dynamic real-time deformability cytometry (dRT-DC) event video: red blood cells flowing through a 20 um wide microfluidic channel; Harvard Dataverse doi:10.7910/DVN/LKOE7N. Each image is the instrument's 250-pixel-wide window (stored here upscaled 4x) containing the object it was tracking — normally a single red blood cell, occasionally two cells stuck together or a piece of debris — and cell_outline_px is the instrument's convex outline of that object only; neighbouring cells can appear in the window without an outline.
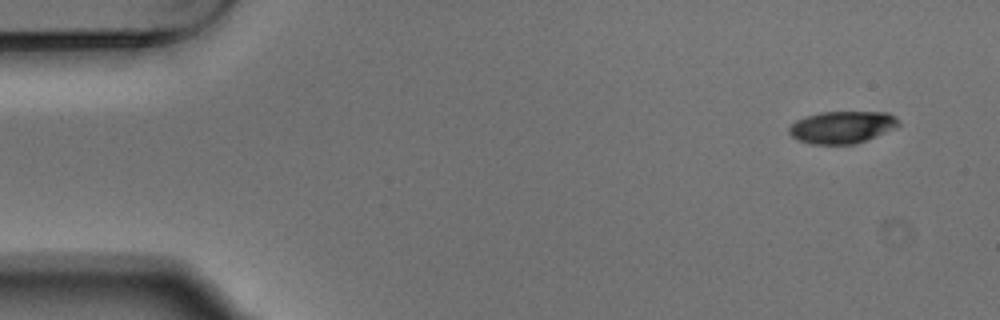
{"species": "Egyptian fruit bat (a non-hibernating species)", "species_latin": "Rousettus aegyptiacus", "temperature_condition": "warm", "stored_images_in_passage": 3, "camera_frame_rate_fps": 3000, "um_per_image_px": 0.085, "animal": {"sex": "male"}, "frame": {"image": 1, "passage_image": 1, "time_ms": 0.0, "image_size_px": [1000, 320], "cell_outline_px": [[900, 124], [896, 128], [876, 136], [852, 144], [812, 144], [796, 140], [788, 132], [788, 128], [796, 120], [804, 116], [820, 112], [888, 112], [896, 116], [900, 120]], "centroid_in_image_um": [71.57, 10.8], "position_along_channel_um": 13.4, "area_um2": 20.69}}
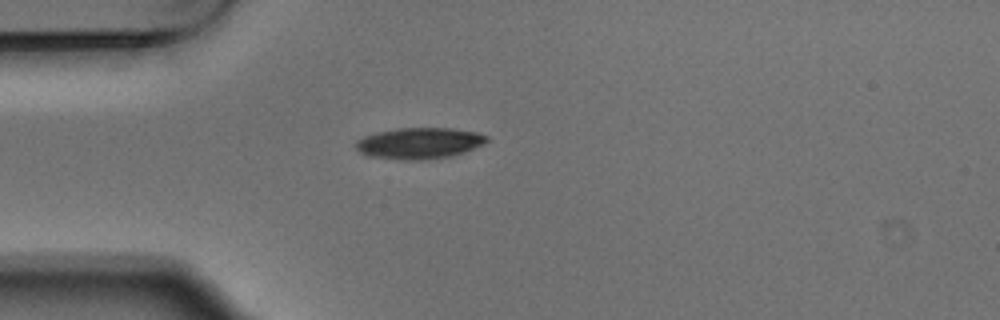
{"frame": {"image": 2, "passage_image": 3, "time_ms": 0.667, "image_size_px": [1000, 320], "cell_outline_px": [[488, 140], [464, 152], [448, 156], [420, 160], [408, 160], [364, 156], [352, 144], [356, 140], [364, 136], [376, 132], [400, 128], [452, 128], [476, 132], [488, 136]], "centroid_in_image_um": [35.55, 12.17], "position_along_channel_um": 49.4, "area_um2": 23.7}}